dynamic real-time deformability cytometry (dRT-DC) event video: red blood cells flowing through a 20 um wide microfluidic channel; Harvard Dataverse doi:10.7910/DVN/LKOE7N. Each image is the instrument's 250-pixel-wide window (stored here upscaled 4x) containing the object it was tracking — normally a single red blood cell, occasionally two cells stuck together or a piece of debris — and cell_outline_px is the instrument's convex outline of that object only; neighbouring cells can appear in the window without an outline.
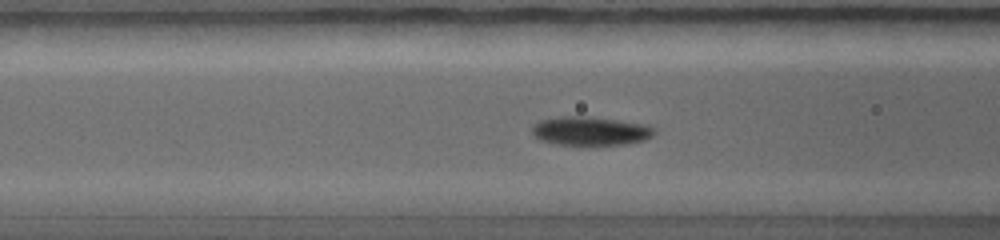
{"species": "common noctule bat (a hibernating species)", "species_latin": "Nyctalus noctula", "temperature_condition": "warm", "stored_images_in_passage": 32, "camera_frame_rate_fps": 5000, "um_per_image_px": 0.085, "animal": {"sex": "female", "body_mass_g": 19.0, "forearm_length_mm": 56.7}, "frame": {"image": 1, "passage_image": 11, "time_ms": 3.0, "image_size_px": [1000, 240], "cell_outline_px": [[656, 132], [652, 136], [644, 140], [628, 144], [580, 148], [556, 144], [540, 140], [532, 132], [532, 124], [540, 120], [564, 116], [584, 116], [648, 124], [656, 128]], "centroid_in_image_um": [50.2, 11.18], "position_along_channel_um": 116.4, "area_um2": 21.44}}
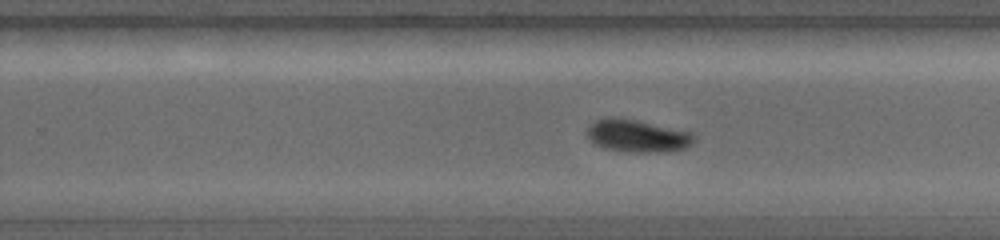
{"frame": {"image": 2, "passage_image": 20, "time_ms": 5.6, "image_size_px": [1000, 240], "cell_outline_px": [[696, 140], [692, 144], [684, 148], [672, 152], [628, 152], [604, 148], [592, 144], [588, 140], [588, 128], [596, 120], [608, 116], [636, 120], [692, 132], [696, 136]], "centroid_in_image_um": [54.19, 11.56], "position_along_channel_um": 275.6, "area_um2": 20.52}}
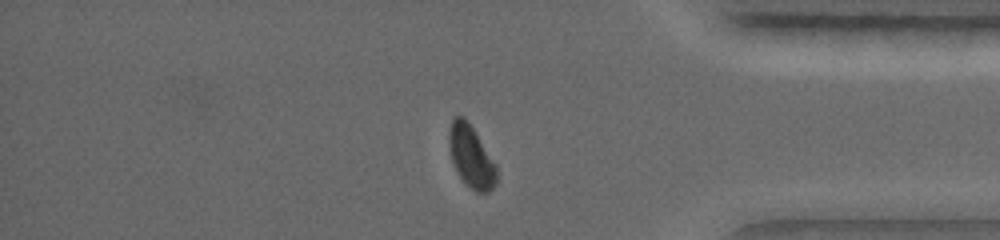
{"frame": {"image": 3, "passage_image": 29, "time_ms": 7.8, "image_size_px": [1000, 240], "cell_outline_px": [[496, 184], [488, 192], [476, 192], [464, 184], [452, 160], [448, 144], [448, 132], [452, 120], [456, 116], [464, 116], [476, 132], [496, 164]], "centroid_in_image_um": [40.04, 13.3], "position_along_channel_um": 395.2, "area_um2": 17.22}}